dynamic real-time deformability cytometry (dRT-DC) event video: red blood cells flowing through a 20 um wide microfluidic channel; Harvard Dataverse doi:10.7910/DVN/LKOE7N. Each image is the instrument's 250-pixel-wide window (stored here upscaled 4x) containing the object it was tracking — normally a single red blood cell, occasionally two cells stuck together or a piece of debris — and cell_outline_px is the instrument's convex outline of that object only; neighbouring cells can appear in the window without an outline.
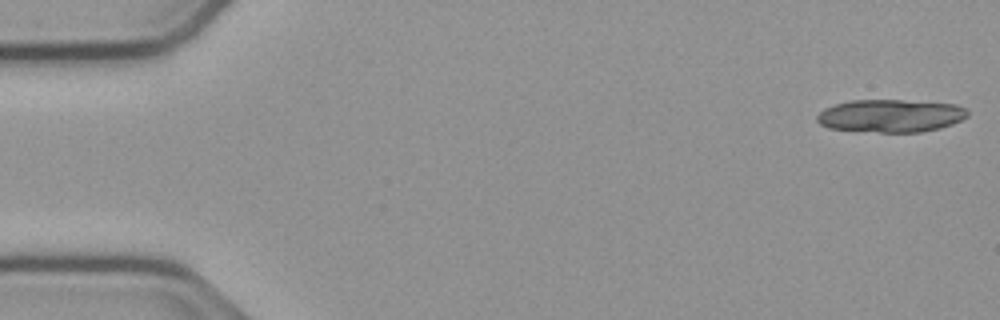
{"species": "common noctule bat (a hibernating species)", "species_latin": "Nyctalus noctula", "temperature_condition": "cold", "stored_images_in_passage": 18, "camera_frame_rate_fps": 3000, "um_per_image_px": 0.085, "animal": {"sex": "male", "body_mass_g": 23.1, "forearm_length_mm": 52.7}, "frame": {"image": 1, "passage_image": 1, "time_ms": 0.0, "image_size_px": [1000, 320], "cell_outline_px": [[968, 116], [952, 124], [940, 128], [920, 132], [880, 132], [828, 128], [820, 124], [816, 120], [816, 116], [824, 108], [836, 104], [852, 100], [900, 100], [956, 104], [968, 108]], "centroid_in_image_um": [75.72, 9.84], "position_along_channel_um": 9.3, "area_um2": 28.78}}